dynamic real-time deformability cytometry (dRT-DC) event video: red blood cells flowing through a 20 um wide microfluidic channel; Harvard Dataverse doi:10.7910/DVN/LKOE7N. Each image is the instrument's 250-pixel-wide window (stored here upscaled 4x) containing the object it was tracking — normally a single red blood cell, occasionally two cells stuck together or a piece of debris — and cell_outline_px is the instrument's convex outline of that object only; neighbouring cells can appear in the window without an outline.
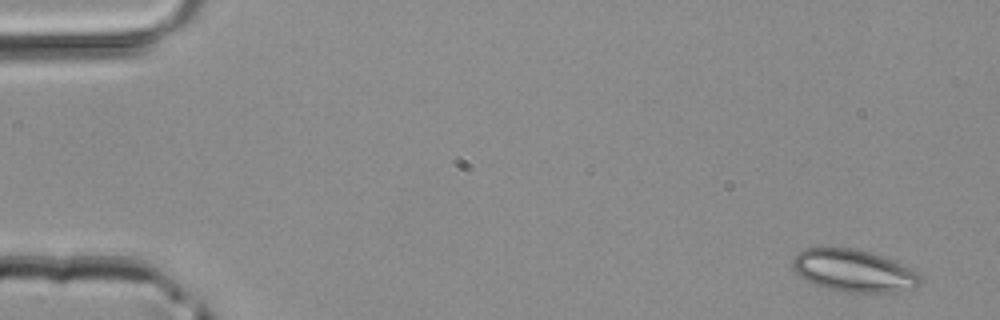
{"species": "common noctule bat (a hibernating species)", "species_latin": "Nyctalus noctula", "temperature_condition": "room temperature", "stored_images_in_passage": 3, "camera_frame_rate_fps": 3000, "um_per_image_px": 0.085, "animal": {"sex": "male", "body_mass_g": 20.4}, "frame": {"image": 1, "passage_image": 1, "time_ms": 0.0, "image_size_px": [1000, 320], "cell_outline_px": [[924, 280], [916, 288], [896, 292], [844, 292], [828, 288], [804, 280], [792, 268], [792, 260], [804, 248], [852, 248], [884, 256], [916, 272]], "centroid_in_image_um": [72.58, 23.02], "position_along_channel_um": 12.4, "area_um2": 31.27}}